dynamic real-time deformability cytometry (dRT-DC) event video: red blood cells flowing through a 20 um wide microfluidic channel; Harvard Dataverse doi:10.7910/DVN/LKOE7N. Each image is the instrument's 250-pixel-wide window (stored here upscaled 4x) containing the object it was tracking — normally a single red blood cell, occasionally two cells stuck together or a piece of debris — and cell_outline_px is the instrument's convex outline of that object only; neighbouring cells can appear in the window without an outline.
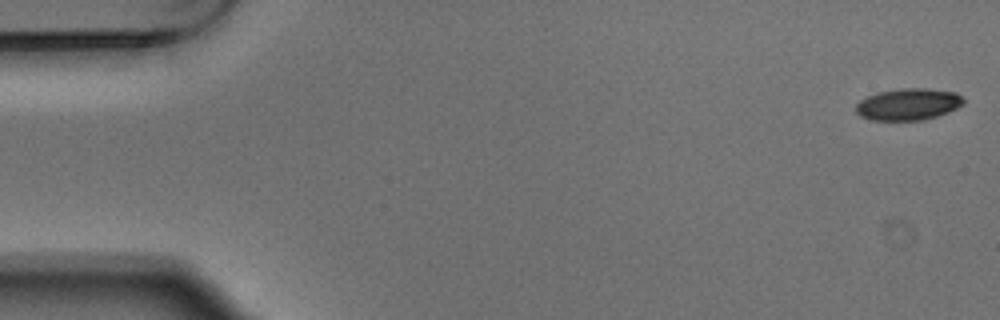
{"species": "Egyptian fruit bat (a non-hibernating species)", "species_latin": "Rousettus aegyptiacus", "temperature_condition": "warm", "stored_images_in_passage": 5, "camera_frame_rate_fps": 3000, "um_per_image_px": 0.085, "animal": {"sex": "male"}, "frame": {"image": 1, "passage_image": 1, "time_ms": 0.0, "image_size_px": [1000, 320], "cell_outline_px": [[964, 104], [948, 112], [924, 120], [872, 120], [860, 116], [856, 112], [856, 104], [860, 100], [876, 92], [900, 88], [928, 88], [956, 92], [964, 100]], "centroid_in_image_um": [77.19, 8.85], "position_along_channel_um": 7.8, "area_um2": 20.0}}